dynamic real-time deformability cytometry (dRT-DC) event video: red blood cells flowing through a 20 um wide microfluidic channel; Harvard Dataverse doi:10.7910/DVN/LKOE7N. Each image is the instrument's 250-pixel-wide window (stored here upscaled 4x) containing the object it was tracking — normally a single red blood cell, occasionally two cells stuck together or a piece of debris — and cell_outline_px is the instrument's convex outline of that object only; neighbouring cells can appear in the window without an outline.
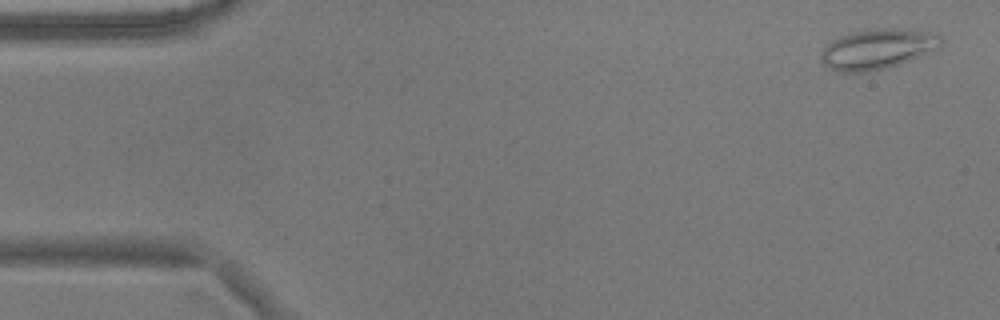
{"species": "common noctule bat (a hibernating species)", "species_latin": "Nyctalus noctula", "temperature_condition": "warm", "stored_images_in_passage": 4, "camera_frame_rate_fps": 3000, "um_per_image_px": 0.085, "animal": {"sex": "male", "body_mass_g": 17.9}, "frame": {"image": 1, "passage_image": 1, "time_ms": 0.0, "image_size_px": [1000, 320], "cell_outline_px": [[940, 48], [920, 56], [884, 68], [868, 72], [840, 72], [824, 64], [820, 60], [820, 52], [832, 40], [840, 36], [856, 32], [884, 28], [896, 28], [932, 32], [940, 36]], "centroid_in_image_um": [74.57, 4.17], "position_along_channel_um": 10.4, "area_um2": 27.57}}